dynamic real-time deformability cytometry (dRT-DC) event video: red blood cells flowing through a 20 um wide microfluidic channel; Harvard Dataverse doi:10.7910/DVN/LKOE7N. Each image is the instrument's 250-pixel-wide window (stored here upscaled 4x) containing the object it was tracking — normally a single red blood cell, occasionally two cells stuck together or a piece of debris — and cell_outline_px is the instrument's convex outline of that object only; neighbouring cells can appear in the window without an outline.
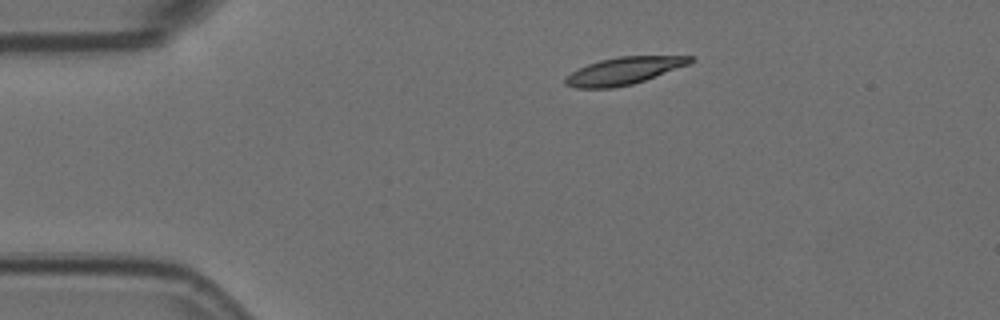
{"species": "Egyptian fruit bat (a non-hibernating species)", "species_latin": "Rousettus aegyptiacus", "temperature_condition": "room temperature", "stored_images_in_passage": 47, "camera_frame_rate_fps": 3000, "um_per_image_px": 0.085, "animal": {"sex": "female"}, "frame": {"image": 1, "passage_image": 1, "time_ms": 0.0, "image_size_px": [1000, 320], "cell_outline_px": [[696, 60], [688, 64], [644, 80], [632, 84], [612, 88], [572, 88], [564, 84], [564, 76], [588, 64], [600, 60], [620, 56], [696, 56]], "centroid_in_image_um": [52.99, 6.02], "position_along_channel_um": 32.0, "area_um2": 19.77}}
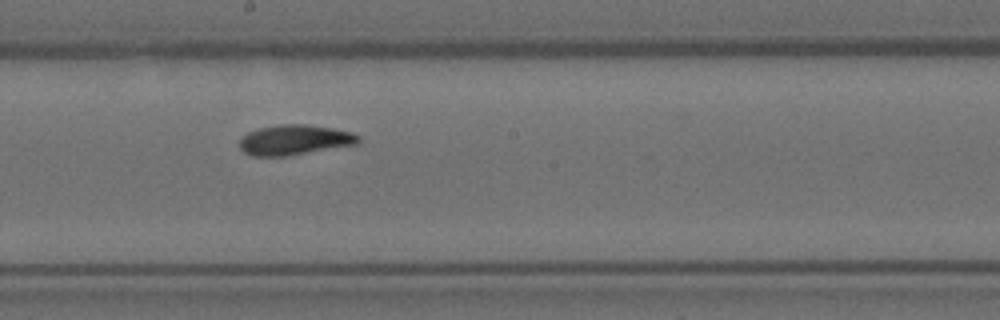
{"frame": {"image": 2, "passage_image": 21, "time_ms": 6.667, "image_size_px": [1000, 320], "cell_outline_px": [[360, 140], [356, 144], [284, 156], [252, 156], [244, 152], [240, 148], [240, 136], [248, 132], [260, 128], [276, 124], [304, 124], [332, 128], [352, 132], [360, 136]], "centroid_in_image_um": [25.0, 11.88], "position_along_channel_um": 223.2, "area_um2": 20.75}}
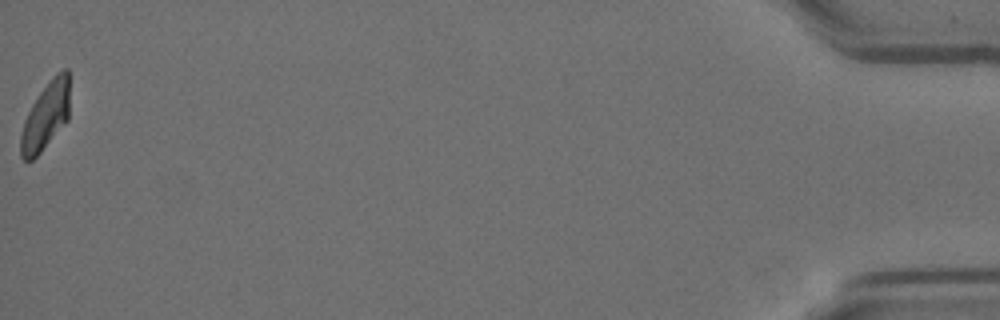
{"frame": {"image": 3, "passage_image": 47, "time_ms": 15.333, "image_size_px": [1000, 320], "cell_outline_px": [[68, 120], [40, 152], [32, 160], [24, 160], [20, 156], [20, 136], [24, 120], [32, 104], [40, 92], [52, 76], [56, 72], [64, 68], [68, 68]], "centroid_in_image_um": [3.87, 9.85], "position_along_channel_um": 431.3, "area_um2": 19.07}, "authors_computed_cell_mechanics": {"area_um2": 20.519, "velocity_mm_per_s": 3.5717, "shape_relaxation_time_tau1_ms": 3.6854, "shape_relaxation_time_tau2_ms": 3.1988, "deformation_change_tau1": 0.1569, "deformation_change_tau2": 0.048}}